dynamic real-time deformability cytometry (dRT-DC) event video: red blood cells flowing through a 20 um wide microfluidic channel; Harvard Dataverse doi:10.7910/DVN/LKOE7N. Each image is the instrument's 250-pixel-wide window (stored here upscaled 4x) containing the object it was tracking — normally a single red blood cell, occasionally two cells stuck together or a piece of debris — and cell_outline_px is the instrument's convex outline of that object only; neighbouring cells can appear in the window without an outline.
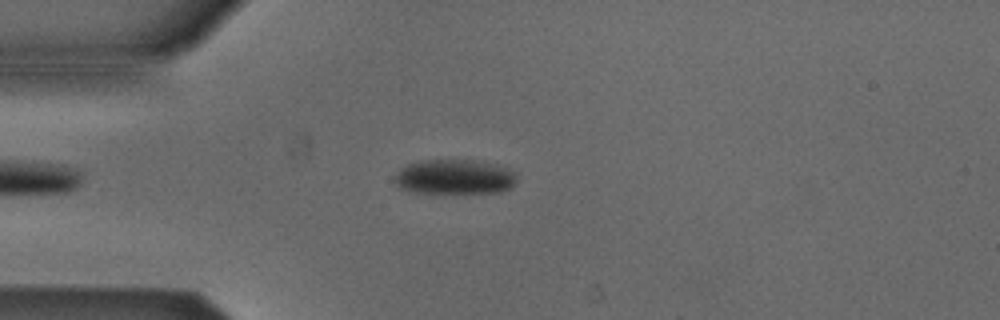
{"species": "Egyptian fruit bat (a non-hibernating species)", "species_latin": "Rousettus aegyptiacus", "temperature_condition": "cold", "stored_images_in_passage": 47, "camera_frame_rate_fps": 3000, "um_per_image_px": 0.085, "animal": {"sex": "male"}, "frame": {"image": 1, "passage_image": 8, "time_ms": 2.333, "image_size_px": [1000, 320], "cell_outline_px": [[516, 180], [512, 188], [500, 192], [444, 196], [408, 192], [400, 188], [392, 180], [400, 168], [408, 164], [424, 160], [472, 160], [496, 164], [512, 172], [516, 176]], "centroid_in_image_um": [38.58, 15.11], "position_along_channel_um": 46.4, "area_um2": 25.95}}
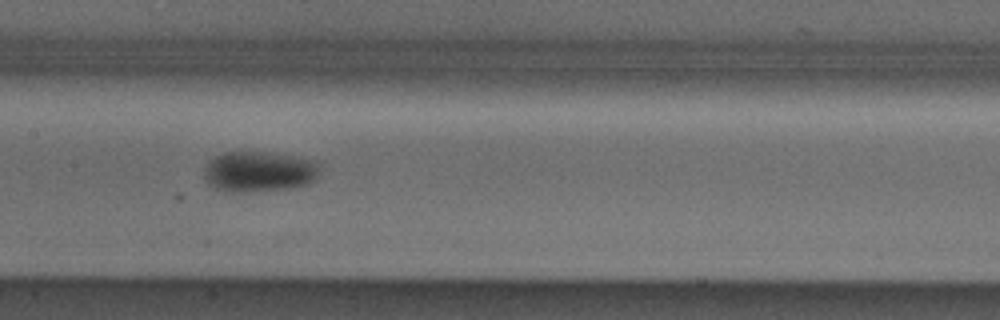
{"frame": {"image": 2, "passage_image": 20, "time_ms": 6.333, "image_size_px": [1000, 320], "cell_outline_px": [[320, 164], [316, 180], [308, 184], [292, 188], [244, 192], [228, 192], [216, 188], [208, 184], [204, 180], [204, 168], [216, 156], [224, 152], [264, 152], [300, 156], [320, 160]], "centroid_in_image_um": [22.08, 14.58], "position_along_channel_um": 185.3, "area_um2": 27.8}}
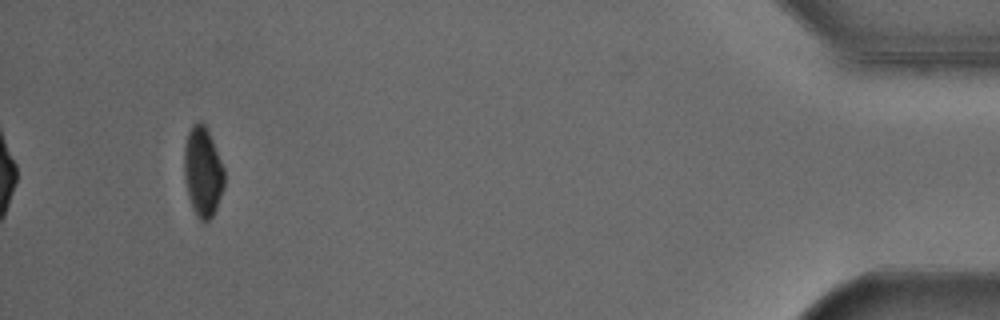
{"frame": {"image": 3, "passage_image": 44, "time_ms": 14.333, "image_size_px": [1000, 320], "cell_outline_px": [[224, 188], [216, 208], [212, 216], [204, 224], [196, 216], [188, 196], [184, 176], [184, 148], [188, 132], [192, 124], [196, 120], [200, 120], [204, 124], [212, 140], [224, 168]], "centroid_in_image_um": [17.23, 14.61], "position_along_channel_um": 418.0, "area_um2": 21.04}, "authors_computed_cell_mechanics": {"area_um2": 24.854, "velocity_mm_per_s": 3.8684, "shape_relaxation_time_tau1_ms": 5.6799, "shape_relaxation_time_tau2_ms": null, "deformation_change_tau1": 0.0938, "deformation_change_tau2": null}}